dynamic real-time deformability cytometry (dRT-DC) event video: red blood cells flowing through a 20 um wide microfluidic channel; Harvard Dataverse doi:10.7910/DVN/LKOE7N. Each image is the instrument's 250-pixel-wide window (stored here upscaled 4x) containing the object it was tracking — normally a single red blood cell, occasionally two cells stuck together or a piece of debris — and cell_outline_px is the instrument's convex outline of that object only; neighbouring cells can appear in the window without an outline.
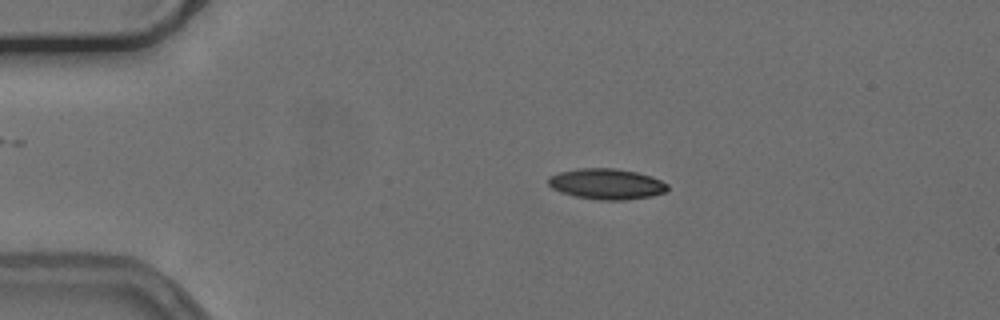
{"species": "common noctule bat (a hibernating species)", "species_latin": "Nyctalus noctula", "temperature_condition": "cold", "stored_images_in_passage": 49, "camera_frame_rate_fps": 3000, "um_per_image_px": 0.085, "animal": {"sex": "female", "body_mass_g": 24.6, "forearm_length_mm": 56.2}, "frame": {"image": 1, "passage_image": 11, "time_ms": 3.333, "image_size_px": [1000, 320], "cell_outline_px": [[668, 188], [664, 192], [652, 196], [624, 200], [600, 200], [576, 196], [560, 192], [552, 188], [548, 184], [548, 176], [560, 172], [576, 168], [616, 168], [636, 172], [652, 176], [668, 184]], "centroid_in_image_um": [51.55, 15.63], "position_along_channel_um": 33.5, "area_um2": 21.39}}
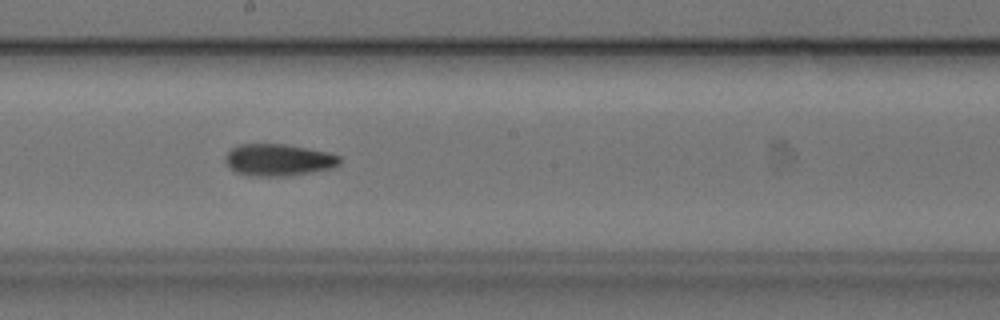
{"frame": {"image": 2, "passage_image": 30, "time_ms": 9.667, "image_size_px": [1000, 320], "cell_outline_px": [[340, 164], [332, 168], [284, 176], [248, 176], [236, 172], [224, 160], [224, 156], [232, 148], [240, 144], [284, 144], [308, 148], [328, 152], [340, 156]], "centroid_in_image_um": [23.66, 13.59], "position_along_channel_um": 224.5, "area_um2": 21.15}}
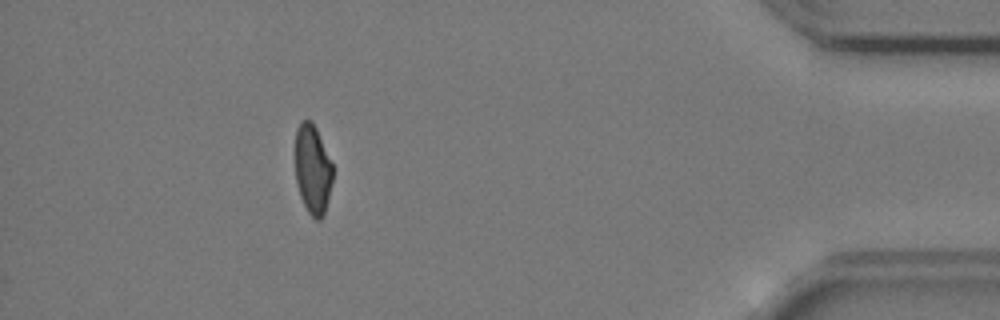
{"frame": {"image": 3, "passage_image": 49, "time_ms": 16.0, "image_size_px": [1000, 320], "cell_outline_px": [[332, 180], [324, 212], [320, 220], [316, 220], [308, 212], [300, 196], [296, 184], [296, 128], [304, 120], [312, 120], [316, 128], [332, 164]], "centroid_in_image_um": [26.56, 14.39], "position_along_channel_um": 408.6, "area_um2": 19.13}, "authors_computed_cell_mechanics": {"area_um2": 21.1548, "velocity_mm_per_s": 3.7582, "shape_relaxation_time_tau1_ms": null, "shape_relaxation_time_tau2_ms": 4.8535, "deformation_change_tau1": null, "deformation_change_tau2": 0.124}}